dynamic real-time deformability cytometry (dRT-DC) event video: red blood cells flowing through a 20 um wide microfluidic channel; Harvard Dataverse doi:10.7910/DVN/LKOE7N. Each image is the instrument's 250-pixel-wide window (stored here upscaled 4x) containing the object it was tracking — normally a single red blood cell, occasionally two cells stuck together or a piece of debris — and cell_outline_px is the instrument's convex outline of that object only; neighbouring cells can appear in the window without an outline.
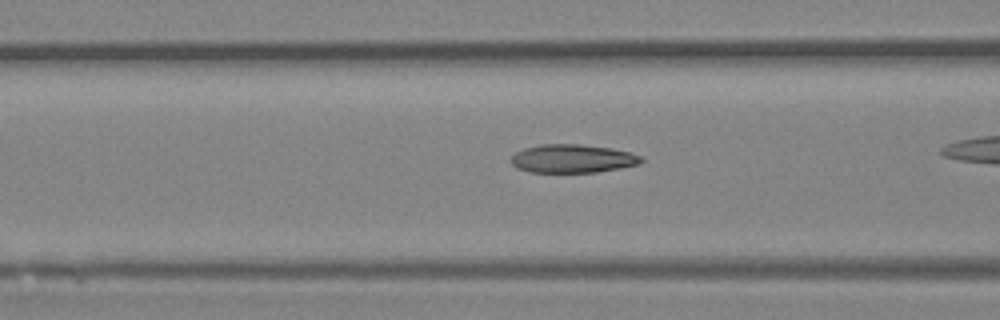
{"species": "Egyptian fruit bat (a non-hibernating species)", "species_latin": "Rousettus aegyptiacus", "temperature_condition": "room temperature", "stored_images_in_passage": 31, "camera_frame_rate_fps": 3000, "um_per_image_px": 0.085, "animal": {"sex": "female"}, "frame": {"image": 1, "passage_image": 13, "time_ms": 4.0, "image_size_px": [1000, 320], "cell_outline_px": [[644, 160], [640, 164], [620, 168], [596, 172], [528, 172], [516, 168], [508, 160], [516, 152], [524, 148], [540, 144], [580, 144], [612, 148], [632, 152], [640, 156]], "centroid_in_image_um": [48.65, 13.48], "position_along_channel_um": 117.9, "area_um2": 21.79}}
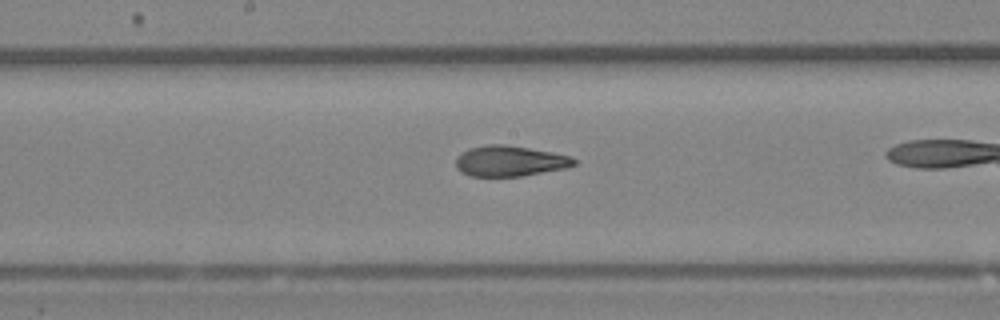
{"frame": {"image": 2, "passage_image": 19, "time_ms": 6.0, "image_size_px": [1000, 320], "cell_outline_px": [[576, 164], [568, 168], [520, 176], [468, 176], [460, 172], [456, 168], [456, 160], [468, 148], [488, 144], [504, 144], [552, 152], [572, 156], [576, 160]], "centroid_in_image_um": [43.36, 13.69], "position_along_channel_um": 204.8, "area_um2": 21.1}}
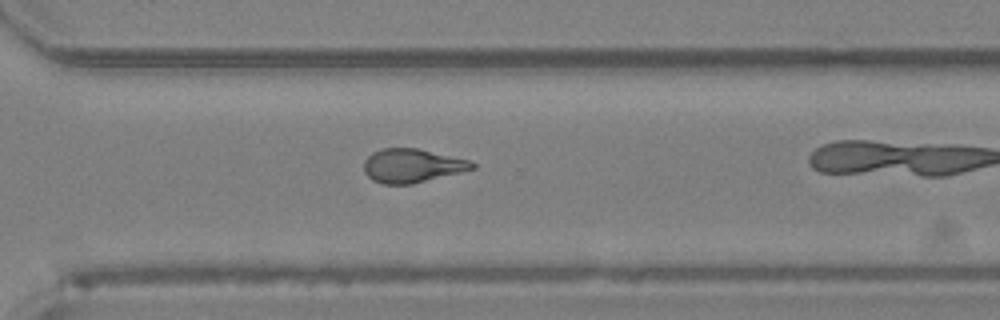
{"frame": {"image": 3, "passage_image": 28, "time_ms": 9.0, "image_size_px": [1000, 320], "cell_outline_px": [[476, 168], [412, 184], [384, 184], [372, 180], [364, 172], [364, 160], [372, 152], [384, 148], [416, 148], [472, 160], [476, 164]], "centroid_in_image_um": [35.03, 14.08], "position_along_channel_um": 335.6, "area_um2": 21.33}}